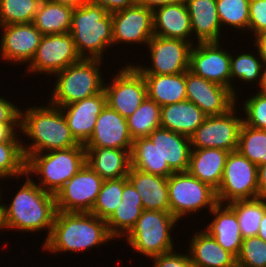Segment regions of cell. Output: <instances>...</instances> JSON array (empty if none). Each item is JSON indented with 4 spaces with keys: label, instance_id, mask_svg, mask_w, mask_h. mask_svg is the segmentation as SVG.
I'll return each mask as SVG.
<instances>
[{
    "label": "cell",
    "instance_id": "obj_8",
    "mask_svg": "<svg viewBox=\"0 0 266 267\" xmlns=\"http://www.w3.org/2000/svg\"><path fill=\"white\" fill-rule=\"evenodd\" d=\"M168 195L170 212L178 221L201 209L207 208L210 212L218 204L216 190L188 172L168 177Z\"/></svg>",
    "mask_w": 266,
    "mask_h": 267
},
{
    "label": "cell",
    "instance_id": "obj_43",
    "mask_svg": "<svg viewBox=\"0 0 266 267\" xmlns=\"http://www.w3.org/2000/svg\"><path fill=\"white\" fill-rule=\"evenodd\" d=\"M258 93L245 99L243 104V123L261 130H266V90L260 89Z\"/></svg>",
    "mask_w": 266,
    "mask_h": 267
},
{
    "label": "cell",
    "instance_id": "obj_16",
    "mask_svg": "<svg viewBox=\"0 0 266 267\" xmlns=\"http://www.w3.org/2000/svg\"><path fill=\"white\" fill-rule=\"evenodd\" d=\"M113 46L130 43L144 44L154 36L153 10L135 4L111 13Z\"/></svg>",
    "mask_w": 266,
    "mask_h": 267
},
{
    "label": "cell",
    "instance_id": "obj_53",
    "mask_svg": "<svg viewBox=\"0 0 266 267\" xmlns=\"http://www.w3.org/2000/svg\"><path fill=\"white\" fill-rule=\"evenodd\" d=\"M51 1L60 2L62 4H67V5L76 7V6H80L81 4H83L84 2L88 0H51Z\"/></svg>",
    "mask_w": 266,
    "mask_h": 267
},
{
    "label": "cell",
    "instance_id": "obj_37",
    "mask_svg": "<svg viewBox=\"0 0 266 267\" xmlns=\"http://www.w3.org/2000/svg\"><path fill=\"white\" fill-rule=\"evenodd\" d=\"M237 151L257 166L266 163V130L242 124Z\"/></svg>",
    "mask_w": 266,
    "mask_h": 267
},
{
    "label": "cell",
    "instance_id": "obj_4",
    "mask_svg": "<svg viewBox=\"0 0 266 267\" xmlns=\"http://www.w3.org/2000/svg\"><path fill=\"white\" fill-rule=\"evenodd\" d=\"M69 33L81 58L104 60L106 48L113 46L111 13L88 0L74 7Z\"/></svg>",
    "mask_w": 266,
    "mask_h": 267
},
{
    "label": "cell",
    "instance_id": "obj_1",
    "mask_svg": "<svg viewBox=\"0 0 266 267\" xmlns=\"http://www.w3.org/2000/svg\"><path fill=\"white\" fill-rule=\"evenodd\" d=\"M24 185L17 191L9 205L1 204L2 188H0L1 228L25 232L48 230L49 237L57 212L55 195L46 192L34 180L25 175Z\"/></svg>",
    "mask_w": 266,
    "mask_h": 267
},
{
    "label": "cell",
    "instance_id": "obj_44",
    "mask_svg": "<svg viewBox=\"0 0 266 267\" xmlns=\"http://www.w3.org/2000/svg\"><path fill=\"white\" fill-rule=\"evenodd\" d=\"M248 31L255 36L266 31V0H250Z\"/></svg>",
    "mask_w": 266,
    "mask_h": 267
},
{
    "label": "cell",
    "instance_id": "obj_32",
    "mask_svg": "<svg viewBox=\"0 0 266 267\" xmlns=\"http://www.w3.org/2000/svg\"><path fill=\"white\" fill-rule=\"evenodd\" d=\"M74 7L60 2H40L33 19V25L43 34L69 33Z\"/></svg>",
    "mask_w": 266,
    "mask_h": 267
},
{
    "label": "cell",
    "instance_id": "obj_35",
    "mask_svg": "<svg viewBox=\"0 0 266 267\" xmlns=\"http://www.w3.org/2000/svg\"><path fill=\"white\" fill-rule=\"evenodd\" d=\"M126 119L133 140L148 137L152 131L161 127V107L146 97L138 109Z\"/></svg>",
    "mask_w": 266,
    "mask_h": 267
},
{
    "label": "cell",
    "instance_id": "obj_31",
    "mask_svg": "<svg viewBox=\"0 0 266 267\" xmlns=\"http://www.w3.org/2000/svg\"><path fill=\"white\" fill-rule=\"evenodd\" d=\"M147 97L160 107L186 100V72L171 75L142 74Z\"/></svg>",
    "mask_w": 266,
    "mask_h": 267
},
{
    "label": "cell",
    "instance_id": "obj_30",
    "mask_svg": "<svg viewBox=\"0 0 266 267\" xmlns=\"http://www.w3.org/2000/svg\"><path fill=\"white\" fill-rule=\"evenodd\" d=\"M205 118L204 112L187 99L161 107V127L189 137Z\"/></svg>",
    "mask_w": 266,
    "mask_h": 267
},
{
    "label": "cell",
    "instance_id": "obj_40",
    "mask_svg": "<svg viewBox=\"0 0 266 267\" xmlns=\"http://www.w3.org/2000/svg\"><path fill=\"white\" fill-rule=\"evenodd\" d=\"M249 2L250 0H216L221 27L226 25L235 30L248 31Z\"/></svg>",
    "mask_w": 266,
    "mask_h": 267
},
{
    "label": "cell",
    "instance_id": "obj_21",
    "mask_svg": "<svg viewBox=\"0 0 266 267\" xmlns=\"http://www.w3.org/2000/svg\"><path fill=\"white\" fill-rule=\"evenodd\" d=\"M148 138L159 150L160 158L174 172H187L191 154L190 137L159 127Z\"/></svg>",
    "mask_w": 266,
    "mask_h": 267
},
{
    "label": "cell",
    "instance_id": "obj_42",
    "mask_svg": "<svg viewBox=\"0 0 266 267\" xmlns=\"http://www.w3.org/2000/svg\"><path fill=\"white\" fill-rule=\"evenodd\" d=\"M236 265L237 267H266V242L258 236L244 238L239 255L236 257Z\"/></svg>",
    "mask_w": 266,
    "mask_h": 267
},
{
    "label": "cell",
    "instance_id": "obj_25",
    "mask_svg": "<svg viewBox=\"0 0 266 267\" xmlns=\"http://www.w3.org/2000/svg\"><path fill=\"white\" fill-rule=\"evenodd\" d=\"M86 164L103 180L127 177L131 167V150L85 147Z\"/></svg>",
    "mask_w": 266,
    "mask_h": 267
},
{
    "label": "cell",
    "instance_id": "obj_51",
    "mask_svg": "<svg viewBox=\"0 0 266 267\" xmlns=\"http://www.w3.org/2000/svg\"><path fill=\"white\" fill-rule=\"evenodd\" d=\"M254 38L257 52L261 55L266 66V31L259 33Z\"/></svg>",
    "mask_w": 266,
    "mask_h": 267
},
{
    "label": "cell",
    "instance_id": "obj_36",
    "mask_svg": "<svg viewBox=\"0 0 266 267\" xmlns=\"http://www.w3.org/2000/svg\"><path fill=\"white\" fill-rule=\"evenodd\" d=\"M233 56L231 54L230 60V71H231V82L234 79H239L243 82H257L259 88L263 89L265 84V71L266 66L263 58L260 54L252 55L251 53H242L240 55ZM260 56V57H259ZM260 60H259V59ZM234 78V79H233Z\"/></svg>",
    "mask_w": 266,
    "mask_h": 267
},
{
    "label": "cell",
    "instance_id": "obj_5",
    "mask_svg": "<svg viewBox=\"0 0 266 267\" xmlns=\"http://www.w3.org/2000/svg\"><path fill=\"white\" fill-rule=\"evenodd\" d=\"M86 164L84 144L66 149L36 153L26 159V174L38 175L41 187L56 195L63 185Z\"/></svg>",
    "mask_w": 266,
    "mask_h": 267
},
{
    "label": "cell",
    "instance_id": "obj_20",
    "mask_svg": "<svg viewBox=\"0 0 266 267\" xmlns=\"http://www.w3.org/2000/svg\"><path fill=\"white\" fill-rule=\"evenodd\" d=\"M106 106L104 90L92 97L60 106L74 138L85 144L92 136L96 120Z\"/></svg>",
    "mask_w": 266,
    "mask_h": 267
},
{
    "label": "cell",
    "instance_id": "obj_14",
    "mask_svg": "<svg viewBox=\"0 0 266 267\" xmlns=\"http://www.w3.org/2000/svg\"><path fill=\"white\" fill-rule=\"evenodd\" d=\"M80 59L70 33L43 35L26 72L55 75Z\"/></svg>",
    "mask_w": 266,
    "mask_h": 267
},
{
    "label": "cell",
    "instance_id": "obj_10",
    "mask_svg": "<svg viewBox=\"0 0 266 267\" xmlns=\"http://www.w3.org/2000/svg\"><path fill=\"white\" fill-rule=\"evenodd\" d=\"M134 64H127L110 84H104L106 104L124 118L131 116L147 97L144 76Z\"/></svg>",
    "mask_w": 266,
    "mask_h": 267
},
{
    "label": "cell",
    "instance_id": "obj_45",
    "mask_svg": "<svg viewBox=\"0 0 266 267\" xmlns=\"http://www.w3.org/2000/svg\"><path fill=\"white\" fill-rule=\"evenodd\" d=\"M175 250L151 258L153 267H193L189 253L181 254Z\"/></svg>",
    "mask_w": 266,
    "mask_h": 267
},
{
    "label": "cell",
    "instance_id": "obj_29",
    "mask_svg": "<svg viewBox=\"0 0 266 267\" xmlns=\"http://www.w3.org/2000/svg\"><path fill=\"white\" fill-rule=\"evenodd\" d=\"M143 211L141 196L128 181L124 185L121 203L106 220L110 235L115 239L125 237Z\"/></svg>",
    "mask_w": 266,
    "mask_h": 267
},
{
    "label": "cell",
    "instance_id": "obj_52",
    "mask_svg": "<svg viewBox=\"0 0 266 267\" xmlns=\"http://www.w3.org/2000/svg\"><path fill=\"white\" fill-rule=\"evenodd\" d=\"M257 236L263 240L264 242H266V210L264 212V216L260 222V228H259V232L257 234Z\"/></svg>",
    "mask_w": 266,
    "mask_h": 267
},
{
    "label": "cell",
    "instance_id": "obj_2",
    "mask_svg": "<svg viewBox=\"0 0 266 267\" xmlns=\"http://www.w3.org/2000/svg\"><path fill=\"white\" fill-rule=\"evenodd\" d=\"M114 239L108 230L106 220L90 212L57 211L49 237L42 249L51 254L83 252L101 246Z\"/></svg>",
    "mask_w": 266,
    "mask_h": 267
},
{
    "label": "cell",
    "instance_id": "obj_9",
    "mask_svg": "<svg viewBox=\"0 0 266 267\" xmlns=\"http://www.w3.org/2000/svg\"><path fill=\"white\" fill-rule=\"evenodd\" d=\"M257 172L258 166L255 163L238 151L230 152L220 186L216 190L218 203L259 198Z\"/></svg>",
    "mask_w": 266,
    "mask_h": 267
},
{
    "label": "cell",
    "instance_id": "obj_3",
    "mask_svg": "<svg viewBox=\"0 0 266 267\" xmlns=\"http://www.w3.org/2000/svg\"><path fill=\"white\" fill-rule=\"evenodd\" d=\"M32 140L27 145L22 142V150L27 159L36 153L66 149L80 143L72 135L67 120L60 107L51 104L30 106L20 111V133Z\"/></svg>",
    "mask_w": 266,
    "mask_h": 267
},
{
    "label": "cell",
    "instance_id": "obj_28",
    "mask_svg": "<svg viewBox=\"0 0 266 267\" xmlns=\"http://www.w3.org/2000/svg\"><path fill=\"white\" fill-rule=\"evenodd\" d=\"M229 153L219 148L192 149L187 172L217 190Z\"/></svg>",
    "mask_w": 266,
    "mask_h": 267
},
{
    "label": "cell",
    "instance_id": "obj_11",
    "mask_svg": "<svg viewBox=\"0 0 266 267\" xmlns=\"http://www.w3.org/2000/svg\"><path fill=\"white\" fill-rule=\"evenodd\" d=\"M236 110L235 105L225 114L206 116L190 136L192 149L219 148L229 152L237 151L243 117L236 116Z\"/></svg>",
    "mask_w": 266,
    "mask_h": 267
},
{
    "label": "cell",
    "instance_id": "obj_24",
    "mask_svg": "<svg viewBox=\"0 0 266 267\" xmlns=\"http://www.w3.org/2000/svg\"><path fill=\"white\" fill-rule=\"evenodd\" d=\"M154 35L182 39L193 43L191 20L184 3L168 4L153 10ZM189 37V38H188Z\"/></svg>",
    "mask_w": 266,
    "mask_h": 267
},
{
    "label": "cell",
    "instance_id": "obj_38",
    "mask_svg": "<svg viewBox=\"0 0 266 267\" xmlns=\"http://www.w3.org/2000/svg\"><path fill=\"white\" fill-rule=\"evenodd\" d=\"M127 182V177L104 180L90 213L107 220L121 203L124 185Z\"/></svg>",
    "mask_w": 266,
    "mask_h": 267
},
{
    "label": "cell",
    "instance_id": "obj_7",
    "mask_svg": "<svg viewBox=\"0 0 266 267\" xmlns=\"http://www.w3.org/2000/svg\"><path fill=\"white\" fill-rule=\"evenodd\" d=\"M178 220L171 212L143 210L133 228L125 236L131 249L153 258L174 250L170 233Z\"/></svg>",
    "mask_w": 266,
    "mask_h": 267
},
{
    "label": "cell",
    "instance_id": "obj_48",
    "mask_svg": "<svg viewBox=\"0 0 266 267\" xmlns=\"http://www.w3.org/2000/svg\"><path fill=\"white\" fill-rule=\"evenodd\" d=\"M17 129H20V124H0V142L21 141L17 138Z\"/></svg>",
    "mask_w": 266,
    "mask_h": 267
},
{
    "label": "cell",
    "instance_id": "obj_54",
    "mask_svg": "<svg viewBox=\"0 0 266 267\" xmlns=\"http://www.w3.org/2000/svg\"><path fill=\"white\" fill-rule=\"evenodd\" d=\"M266 90V71H265V84H264V88Z\"/></svg>",
    "mask_w": 266,
    "mask_h": 267
},
{
    "label": "cell",
    "instance_id": "obj_15",
    "mask_svg": "<svg viewBox=\"0 0 266 267\" xmlns=\"http://www.w3.org/2000/svg\"><path fill=\"white\" fill-rule=\"evenodd\" d=\"M220 42H199L192 46L190 51L189 71L206 80L229 88L237 98L236 89L231 83L230 60ZM222 48V49H221ZM224 49V50H223Z\"/></svg>",
    "mask_w": 266,
    "mask_h": 267
},
{
    "label": "cell",
    "instance_id": "obj_26",
    "mask_svg": "<svg viewBox=\"0 0 266 267\" xmlns=\"http://www.w3.org/2000/svg\"><path fill=\"white\" fill-rule=\"evenodd\" d=\"M188 252L193 267H237L236 257L223 249L205 230L191 237Z\"/></svg>",
    "mask_w": 266,
    "mask_h": 267
},
{
    "label": "cell",
    "instance_id": "obj_23",
    "mask_svg": "<svg viewBox=\"0 0 266 267\" xmlns=\"http://www.w3.org/2000/svg\"><path fill=\"white\" fill-rule=\"evenodd\" d=\"M214 218L204 228L216 242L235 257L242 246V234L235 212L227 205L218 203L211 211Z\"/></svg>",
    "mask_w": 266,
    "mask_h": 267
},
{
    "label": "cell",
    "instance_id": "obj_27",
    "mask_svg": "<svg viewBox=\"0 0 266 267\" xmlns=\"http://www.w3.org/2000/svg\"><path fill=\"white\" fill-rule=\"evenodd\" d=\"M185 4L191 20L192 33L196 34V42H219L222 28L216 0H186Z\"/></svg>",
    "mask_w": 266,
    "mask_h": 267
},
{
    "label": "cell",
    "instance_id": "obj_19",
    "mask_svg": "<svg viewBox=\"0 0 266 267\" xmlns=\"http://www.w3.org/2000/svg\"><path fill=\"white\" fill-rule=\"evenodd\" d=\"M133 141L127 119L106 104L96 120L92 136L84 147L132 150Z\"/></svg>",
    "mask_w": 266,
    "mask_h": 267
},
{
    "label": "cell",
    "instance_id": "obj_39",
    "mask_svg": "<svg viewBox=\"0 0 266 267\" xmlns=\"http://www.w3.org/2000/svg\"><path fill=\"white\" fill-rule=\"evenodd\" d=\"M26 175V159L21 141L0 142V180Z\"/></svg>",
    "mask_w": 266,
    "mask_h": 267
},
{
    "label": "cell",
    "instance_id": "obj_49",
    "mask_svg": "<svg viewBox=\"0 0 266 267\" xmlns=\"http://www.w3.org/2000/svg\"><path fill=\"white\" fill-rule=\"evenodd\" d=\"M258 196L266 199V163L258 166Z\"/></svg>",
    "mask_w": 266,
    "mask_h": 267
},
{
    "label": "cell",
    "instance_id": "obj_46",
    "mask_svg": "<svg viewBox=\"0 0 266 267\" xmlns=\"http://www.w3.org/2000/svg\"><path fill=\"white\" fill-rule=\"evenodd\" d=\"M19 109L20 107L0 96V124H20Z\"/></svg>",
    "mask_w": 266,
    "mask_h": 267
},
{
    "label": "cell",
    "instance_id": "obj_50",
    "mask_svg": "<svg viewBox=\"0 0 266 267\" xmlns=\"http://www.w3.org/2000/svg\"><path fill=\"white\" fill-rule=\"evenodd\" d=\"M186 0H139V4L148 9L155 10L156 8L168 5L184 3Z\"/></svg>",
    "mask_w": 266,
    "mask_h": 267
},
{
    "label": "cell",
    "instance_id": "obj_12",
    "mask_svg": "<svg viewBox=\"0 0 266 267\" xmlns=\"http://www.w3.org/2000/svg\"><path fill=\"white\" fill-rule=\"evenodd\" d=\"M147 45L152 67L135 65L142 74L171 75L189 70L190 51L193 46L190 42L154 35Z\"/></svg>",
    "mask_w": 266,
    "mask_h": 267
},
{
    "label": "cell",
    "instance_id": "obj_33",
    "mask_svg": "<svg viewBox=\"0 0 266 267\" xmlns=\"http://www.w3.org/2000/svg\"><path fill=\"white\" fill-rule=\"evenodd\" d=\"M130 157L131 167L140 171L167 178L174 173L167 162L162 161L157 146L148 137L133 141Z\"/></svg>",
    "mask_w": 266,
    "mask_h": 267
},
{
    "label": "cell",
    "instance_id": "obj_34",
    "mask_svg": "<svg viewBox=\"0 0 266 267\" xmlns=\"http://www.w3.org/2000/svg\"><path fill=\"white\" fill-rule=\"evenodd\" d=\"M227 205L238 218L242 238L257 236L260 222L266 210V199L235 200L227 203Z\"/></svg>",
    "mask_w": 266,
    "mask_h": 267
},
{
    "label": "cell",
    "instance_id": "obj_18",
    "mask_svg": "<svg viewBox=\"0 0 266 267\" xmlns=\"http://www.w3.org/2000/svg\"><path fill=\"white\" fill-rule=\"evenodd\" d=\"M2 36L0 55L3 60L17 63H30L40 44L43 34L33 23L0 25Z\"/></svg>",
    "mask_w": 266,
    "mask_h": 267
},
{
    "label": "cell",
    "instance_id": "obj_22",
    "mask_svg": "<svg viewBox=\"0 0 266 267\" xmlns=\"http://www.w3.org/2000/svg\"><path fill=\"white\" fill-rule=\"evenodd\" d=\"M127 179L141 196L143 210L170 212L167 177L130 167Z\"/></svg>",
    "mask_w": 266,
    "mask_h": 267
},
{
    "label": "cell",
    "instance_id": "obj_13",
    "mask_svg": "<svg viewBox=\"0 0 266 267\" xmlns=\"http://www.w3.org/2000/svg\"><path fill=\"white\" fill-rule=\"evenodd\" d=\"M104 180L85 164L55 195L56 209L91 212Z\"/></svg>",
    "mask_w": 266,
    "mask_h": 267
},
{
    "label": "cell",
    "instance_id": "obj_47",
    "mask_svg": "<svg viewBox=\"0 0 266 267\" xmlns=\"http://www.w3.org/2000/svg\"><path fill=\"white\" fill-rule=\"evenodd\" d=\"M96 5L104 7L109 13L123 10L138 4L139 0H92Z\"/></svg>",
    "mask_w": 266,
    "mask_h": 267
},
{
    "label": "cell",
    "instance_id": "obj_17",
    "mask_svg": "<svg viewBox=\"0 0 266 267\" xmlns=\"http://www.w3.org/2000/svg\"><path fill=\"white\" fill-rule=\"evenodd\" d=\"M186 99L198 106L206 116L227 113L236 103L232 91L220 84L186 71Z\"/></svg>",
    "mask_w": 266,
    "mask_h": 267
},
{
    "label": "cell",
    "instance_id": "obj_41",
    "mask_svg": "<svg viewBox=\"0 0 266 267\" xmlns=\"http://www.w3.org/2000/svg\"><path fill=\"white\" fill-rule=\"evenodd\" d=\"M40 1L0 0V25L33 22Z\"/></svg>",
    "mask_w": 266,
    "mask_h": 267
},
{
    "label": "cell",
    "instance_id": "obj_6",
    "mask_svg": "<svg viewBox=\"0 0 266 267\" xmlns=\"http://www.w3.org/2000/svg\"><path fill=\"white\" fill-rule=\"evenodd\" d=\"M102 61L81 58L56 73L55 87L48 102L60 107L101 93L105 81L101 77Z\"/></svg>",
    "mask_w": 266,
    "mask_h": 267
}]
</instances>
